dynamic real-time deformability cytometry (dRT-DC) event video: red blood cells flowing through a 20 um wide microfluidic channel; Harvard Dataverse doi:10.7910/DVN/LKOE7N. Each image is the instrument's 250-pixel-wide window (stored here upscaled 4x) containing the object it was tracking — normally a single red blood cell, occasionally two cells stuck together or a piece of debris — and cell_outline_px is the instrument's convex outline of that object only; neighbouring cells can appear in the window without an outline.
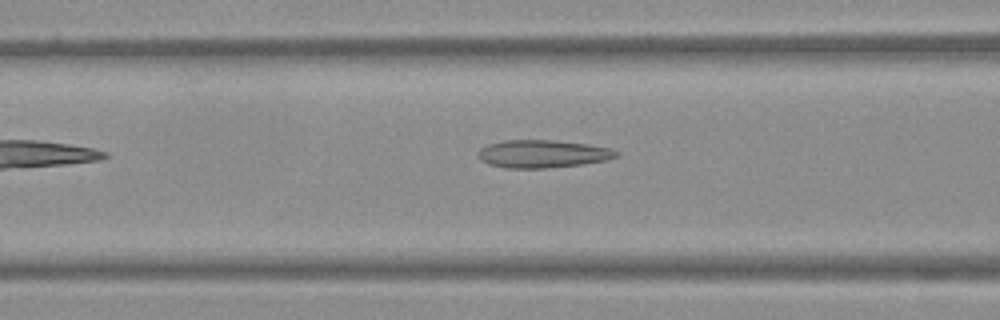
{"species": "Egyptian fruit bat (a non-hibernating species)", "species_latin": "Rousettus aegyptiacus", "temperature_condition": "warm", "stored_images_in_passage": 38, "camera_frame_rate_fps": 3000, "um_per_image_px": 0.085, "frame": {"image": 1, "passage_image": 7, "time_ms": 2.0, "image_size_px": [1000, 320], "cell_outline_px": [[620, 152], [616, 156], [604, 160], [580, 164], [544, 168], [504, 168], [488, 164], [480, 160], [476, 156], [476, 152], [480, 148], [488, 144], [504, 140], [556, 140], [588, 144], [608, 148]], "centroid_in_image_um": [46.03, 13.07], "position_along_channel_um": 120.6, "area_um2": 22.37}}
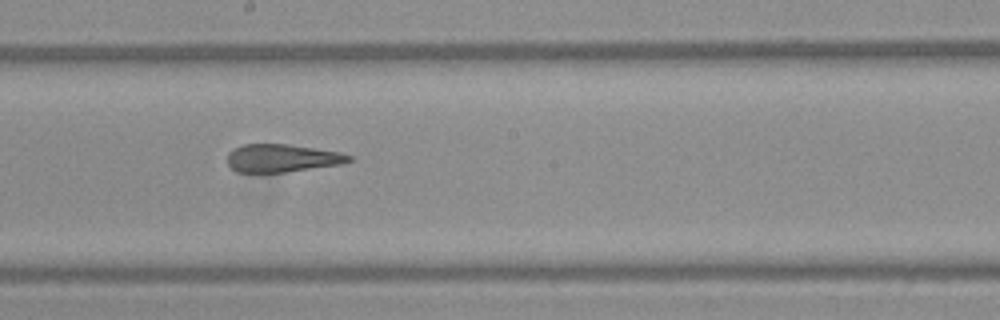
{"frame": {"image": 2, "passage_image": 15, "time_ms": 4.667, "image_size_px": [1000, 320], "cell_outline_px": [[352, 160], [344, 164], [284, 172], [236, 172], [228, 164], [228, 152], [232, 148], [244, 144], [288, 144], [340, 152], [352, 156]], "centroid_in_image_um": [23.98, 13.44], "position_along_channel_um": 224.2, "area_um2": 19.83}}
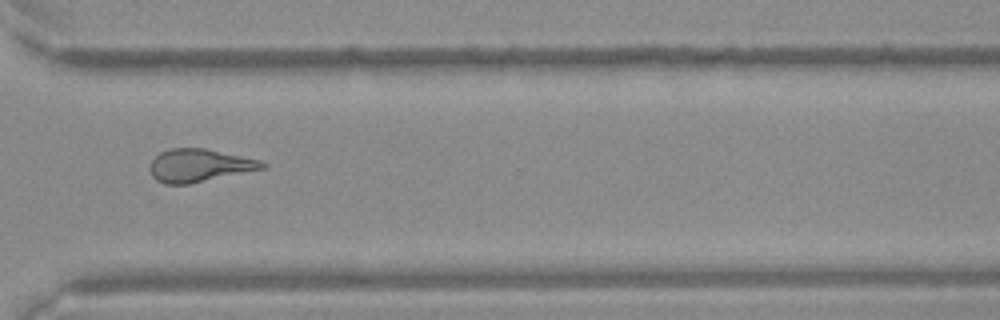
{"frame": {"image": 3, "passage_image": 25, "time_ms": 8.0, "image_size_px": [1000, 320], "cell_outline_px": [[268, 168], [188, 184], [164, 184], [156, 180], [152, 176], [148, 168], [148, 164], [160, 152], [172, 148], [204, 148], [260, 160], [268, 164]], "centroid_in_image_um": [16.94, 14.07], "position_along_channel_um": 353.7, "area_um2": 21.68}}